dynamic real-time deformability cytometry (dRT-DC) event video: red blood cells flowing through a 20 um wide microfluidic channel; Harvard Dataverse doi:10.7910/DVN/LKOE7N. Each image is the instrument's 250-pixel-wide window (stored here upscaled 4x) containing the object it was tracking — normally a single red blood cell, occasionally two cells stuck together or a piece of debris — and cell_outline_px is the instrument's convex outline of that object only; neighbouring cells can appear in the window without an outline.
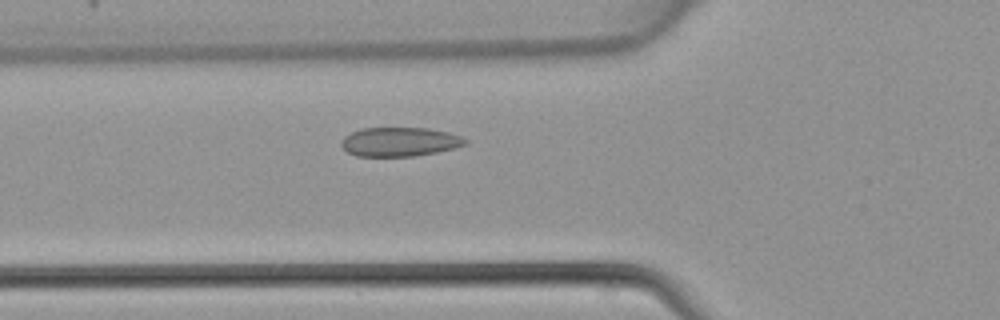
{"species": "common noctule bat (a hibernating species)", "species_latin": "Nyctalus noctula", "temperature_condition": "warm", "stored_images_in_passage": 42, "camera_frame_rate_fps": 3000, "um_per_image_px": 0.085, "animal": {"sex": "female", "body_mass_g": 22.7, "forearm_length_mm": 54.2}, "frame": {"image": 1, "passage_image": 13, "time_ms": 4.0, "image_size_px": [1000, 320], "cell_outline_px": [[468, 144], [456, 148], [416, 156], [356, 156], [348, 152], [340, 144], [340, 140], [344, 136], [352, 132], [364, 128], [428, 128], [448, 132], [460, 136], [468, 140]], "centroid_in_image_um": [33.99, 12.05], "position_along_channel_um": 91.8, "area_um2": 21.1}}
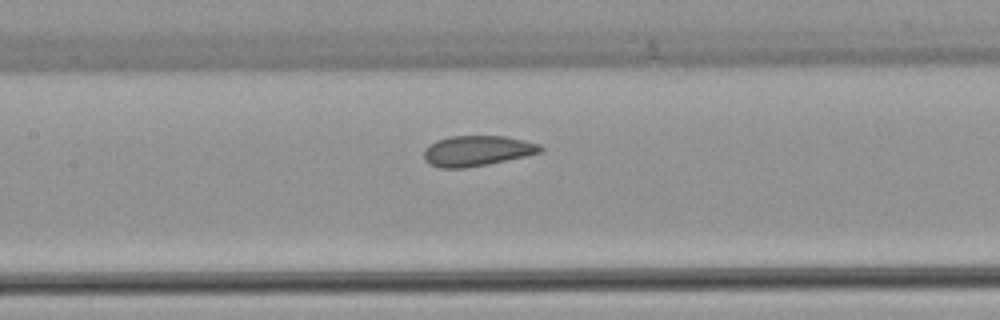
{"frame": {"image": 2, "passage_image": 18, "time_ms": 5.667, "image_size_px": [1000, 320], "cell_outline_px": [[544, 148], [540, 152], [524, 156], [488, 164], [464, 168], [440, 168], [428, 164], [424, 160], [424, 148], [436, 140], [452, 136], [504, 136], [524, 140], [540, 144]], "centroid_in_image_um": [40.51, 12.82], "position_along_channel_um": 166.9, "area_um2": 20.63}}
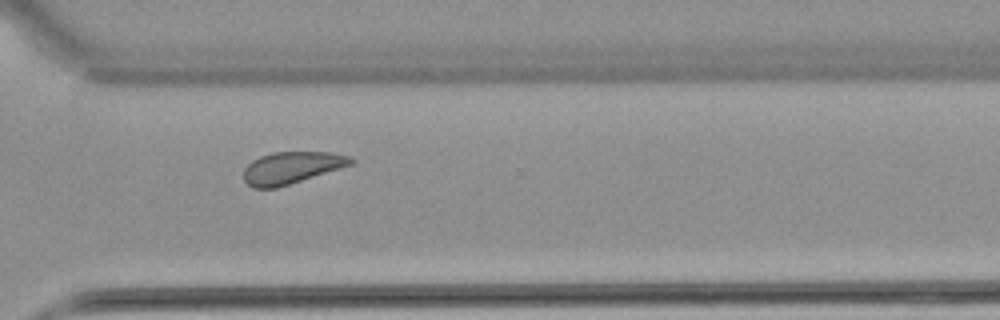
{"frame": {"image": 3, "passage_image": 30, "time_ms": 9.667, "image_size_px": [1000, 320], "cell_outline_px": [[356, 160], [352, 164], [340, 168], [276, 188], [252, 188], [244, 180], [244, 168], [252, 160], [260, 156], [272, 152], [332, 152], [352, 156]], "centroid_in_image_um": [24.79, 14.24], "position_along_channel_um": 345.8, "area_um2": 19.94}}